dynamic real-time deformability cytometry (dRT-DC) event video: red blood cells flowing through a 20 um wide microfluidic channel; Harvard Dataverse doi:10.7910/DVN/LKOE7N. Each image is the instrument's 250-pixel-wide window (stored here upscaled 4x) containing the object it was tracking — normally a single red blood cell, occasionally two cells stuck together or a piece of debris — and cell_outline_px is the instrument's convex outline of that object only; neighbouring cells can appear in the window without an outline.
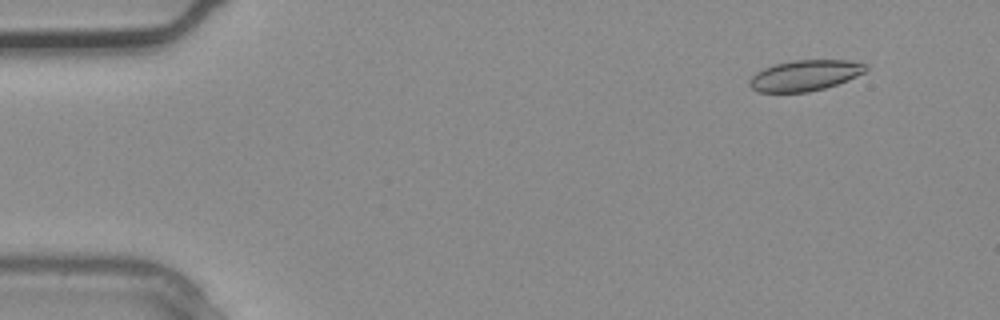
{"species": "common noctule bat (a hibernating species)", "species_latin": "Nyctalus noctula", "temperature_condition": "warm", "stored_images_in_passage": 3, "camera_frame_rate_fps": 3000, "um_per_image_px": 0.085, "animal": {"sex": "male", "body_mass_g": 20.4}, "frame": {"image": 1, "passage_image": 1, "time_ms": 0.0, "image_size_px": [1000, 320], "cell_outline_px": [[868, 68], [864, 72], [848, 80], [824, 88], [808, 92], [756, 92], [748, 84], [748, 80], [756, 72], [764, 68], [776, 64], [796, 60], [848, 60], [868, 64]], "centroid_in_image_um": [68.41, 6.41], "position_along_channel_um": 16.6, "area_um2": 20.81}}
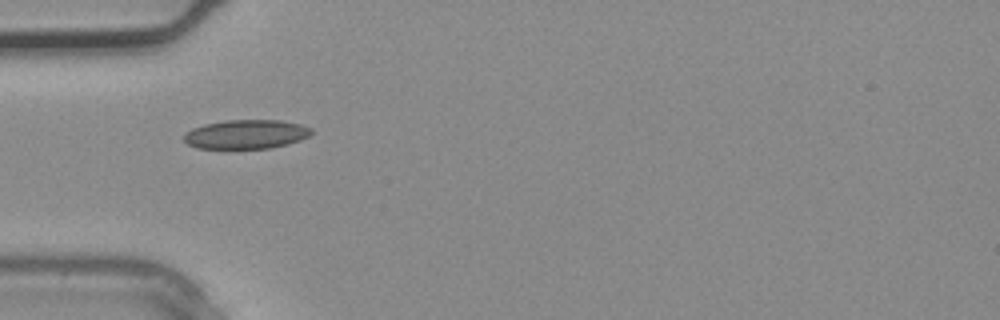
{"frame": {"image": 2, "passage_image": 3, "time_ms": 0.667, "image_size_px": [1000, 320], "cell_outline_px": [[312, 132], [308, 136], [300, 140], [288, 144], [268, 148], [196, 148], [188, 144], [184, 140], [184, 132], [192, 128], [204, 124], [224, 120], [280, 120], [300, 124], [312, 128]], "centroid_in_image_um": [20.9, 11.4], "position_along_channel_um": 64.1, "area_um2": 21.62}}